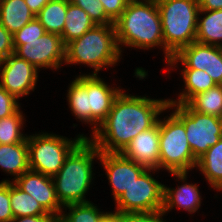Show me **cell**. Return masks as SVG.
Listing matches in <instances>:
<instances>
[{"mask_svg":"<svg viewBox=\"0 0 222 222\" xmlns=\"http://www.w3.org/2000/svg\"><path fill=\"white\" fill-rule=\"evenodd\" d=\"M50 0H25V3L36 16Z\"/></svg>","mask_w":222,"mask_h":222,"instance_id":"ab89813d","label":"cell"},{"mask_svg":"<svg viewBox=\"0 0 222 222\" xmlns=\"http://www.w3.org/2000/svg\"><path fill=\"white\" fill-rule=\"evenodd\" d=\"M167 99L127 94L115 98L107 118L89 139L100 152L121 153L137 134L152 128L167 111Z\"/></svg>","mask_w":222,"mask_h":222,"instance_id":"6da1fadb","label":"cell"},{"mask_svg":"<svg viewBox=\"0 0 222 222\" xmlns=\"http://www.w3.org/2000/svg\"><path fill=\"white\" fill-rule=\"evenodd\" d=\"M196 167L211 188L218 192L222 190V137L198 159Z\"/></svg>","mask_w":222,"mask_h":222,"instance_id":"603a6c76","label":"cell"},{"mask_svg":"<svg viewBox=\"0 0 222 222\" xmlns=\"http://www.w3.org/2000/svg\"><path fill=\"white\" fill-rule=\"evenodd\" d=\"M179 62L183 68H192L197 70H205L209 68L210 45L193 42L190 45L183 47L166 64L171 68L167 72L169 73L173 68H177Z\"/></svg>","mask_w":222,"mask_h":222,"instance_id":"7402d4cb","label":"cell"},{"mask_svg":"<svg viewBox=\"0 0 222 222\" xmlns=\"http://www.w3.org/2000/svg\"><path fill=\"white\" fill-rule=\"evenodd\" d=\"M186 104L197 112L222 118V85L196 94Z\"/></svg>","mask_w":222,"mask_h":222,"instance_id":"4316f807","label":"cell"},{"mask_svg":"<svg viewBox=\"0 0 222 222\" xmlns=\"http://www.w3.org/2000/svg\"><path fill=\"white\" fill-rule=\"evenodd\" d=\"M114 26L120 52L123 51L122 45L141 50L160 46L165 55L163 30L156 0L128 2Z\"/></svg>","mask_w":222,"mask_h":222,"instance_id":"7a4b0ae2","label":"cell"},{"mask_svg":"<svg viewBox=\"0 0 222 222\" xmlns=\"http://www.w3.org/2000/svg\"><path fill=\"white\" fill-rule=\"evenodd\" d=\"M122 91L120 87H112L98 74H88L89 109H91L92 134L107 118L115 98Z\"/></svg>","mask_w":222,"mask_h":222,"instance_id":"9a60e30c","label":"cell"},{"mask_svg":"<svg viewBox=\"0 0 222 222\" xmlns=\"http://www.w3.org/2000/svg\"><path fill=\"white\" fill-rule=\"evenodd\" d=\"M165 214L160 211L123 213L120 214V222H167L164 220Z\"/></svg>","mask_w":222,"mask_h":222,"instance_id":"836d02e7","label":"cell"},{"mask_svg":"<svg viewBox=\"0 0 222 222\" xmlns=\"http://www.w3.org/2000/svg\"><path fill=\"white\" fill-rule=\"evenodd\" d=\"M86 135L78 134L74 139L65 136L41 132L28 135L29 169L54 177L65 162L70 152Z\"/></svg>","mask_w":222,"mask_h":222,"instance_id":"52a82bcc","label":"cell"},{"mask_svg":"<svg viewBox=\"0 0 222 222\" xmlns=\"http://www.w3.org/2000/svg\"><path fill=\"white\" fill-rule=\"evenodd\" d=\"M98 160L106 171L114 202L147 169L121 153L100 152Z\"/></svg>","mask_w":222,"mask_h":222,"instance_id":"7c38bea8","label":"cell"},{"mask_svg":"<svg viewBox=\"0 0 222 222\" xmlns=\"http://www.w3.org/2000/svg\"><path fill=\"white\" fill-rule=\"evenodd\" d=\"M11 222H57V217L53 214L39 216H22L13 218Z\"/></svg>","mask_w":222,"mask_h":222,"instance_id":"74e56055","label":"cell"},{"mask_svg":"<svg viewBox=\"0 0 222 222\" xmlns=\"http://www.w3.org/2000/svg\"><path fill=\"white\" fill-rule=\"evenodd\" d=\"M200 10H220L222 0H198Z\"/></svg>","mask_w":222,"mask_h":222,"instance_id":"f35d334b","label":"cell"},{"mask_svg":"<svg viewBox=\"0 0 222 222\" xmlns=\"http://www.w3.org/2000/svg\"><path fill=\"white\" fill-rule=\"evenodd\" d=\"M35 17L25 0H3L0 2V24L12 35Z\"/></svg>","mask_w":222,"mask_h":222,"instance_id":"d6986e66","label":"cell"},{"mask_svg":"<svg viewBox=\"0 0 222 222\" xmlns=\"http://www.w3.org/2000/svg\"><path fill=\"white\" fill-rule=\"evenodd\" d=\"M160 117L150 129L144 130L133 138L121 154L147 169L159 170Z\"/></svg>","mask_w":222,"mask_h":222,"instance_id":"5bb4252c","label":"cell"},{"mask_svg":"<svg viewBox=\"0 0 222 222\" xmlns=\"http://www.w3.org/2000/svg\"><path fill=\"white\" fill-rule=\"evenodd\" d=\"M10 204L14 218L48 215L49 213L30 194L10 181Z\"/></svg>","mask_w":222,"mask_h":222,"instance_id":"484cf974","label":"cell"},{"mask_svg":"<svg viewBox=\"0 0 222 222\" xmlns=\"http://www.w3.org/2000/svg\"><path fill=\"white\" fill-rule=\"evenodd\" d=\"M0 168L13 175V181L29 170L27 140L15 144H0Z\"/></svg>","mask_w":222,"mask_h":222,"instance_id":"e0dca14e","label":"cell"},{"mask_svg":"<svg viewBox=\"0 0 222 222\" xmlns=\"http://www.w3.org/2000/svg\"><path fill=\"white\" fill-rule=\"evenodd\" d=\"M13 182L37 200L49 214L57 217L62 212L63 206L57 197L52 177L29 169Z\"/></svg>","mask_w":222,"mask_h":222,"instance_id":"4fadbf2b","label":"cell"},{"mask_svg":"<svg viewBox=\"0 0 222 222\" xmlns=\"http://www.w3.org/2000/svg\"><path fill=\"white\" fill-rule=\"evenodd\" d=\"M159 149V170L188 173L197 166L198 160L194 157L186 138L184 123L173 112L160 119Z\"/></svg>","mask_w":222,"mask_h":222,"instance_id":"8992f818","label":"cell"},{"mask_svg":"<svg viewBox=\"0 0 222 222\" xmlns=\"http://www.w3.org/2000/svg\"><path fill=\"white\" fill-rule=\"evenodd\" d=\"M205 72L217 85H222V47L210 45V63Z\"/></svg>","mask_w":222,"mask_h":222,"instance_id":"4dcf8cb0","label":"cell"},{"mask_svg":"<svg viewBox=\"0 0 222 222\" xmlns=\"http://www.w3.org/2000/svg\"><path fill=\"white\" fill-rule=\"evenodd\" d=\"M163 30L165 62L195 42L200 11L198 0H156Z\"/></svg>","mask_w":222,"mask_h":222,"instance_id":"5b68a950","label":"cell"},{"mask_svg":"<svg viewBox=\"0 0 222 222\" xmlns=\"http://www.w3.org/2000/svg\"><path fill=\"white\" fill-rule=\"evenodd\" d=\"M98 222H120V214L117 212H106Z\"/></svg>","mask_w":222,"mask_h":222,"instance_id":"60d3db41","label":"cell"},{"mask_svg":"<svg viewBox=\"0 0 222 222\" xmlns=\"http://www.w3.org/2000/svg\"><path fill=\"white\" fill-rule=\"evenodd\" d=\"M0 71V85L18 100L35 90L40 72L15 54L0 62Z\"/></svg>","mask_w":222,"mask_h":222,"instance_id":"8fae6325","label":"cell"},{"mask_svg":"<svg viewBox=\"0 0 222 222\" xmlns=\"http://www.w3.org/2000/svg\"><path fill=\"white\" fill-rule=\"evenodd\" d=\"M104 6L106 15L115 22L126 9L127 0H100Z\"/></svg>","mask_w":222,"mask_h":222,"instance_id":"d590c367","label":"cell"},{"mask_svg":"<svg viewBox=\"0 0 222 222\" xmlns=\"http://www.w3.org/2000/svg\"><path fill=\"white\" fill-rule=\"evenodd\" d=\"M14 54L13 35L0 24V62Z\"/></svg>","mask_w":222,"mask_h":222,"instance_id":"8d00e7d4","label":"cell"},{"mask_svg":"<svg viewBox=\"0 0 222 222\" xmlns=\"http://www.w3.org/2000/svg\"><path fill=\"white\" fill-rule=\"evenodd\" d=\"M24 114L20 108L12 115L0 119V144H15L27 140L28 135L22 133Z\"/></svg>","mask_w":222,"mask_h":222,"instance_id":"f1b7e54d","label":"cell"},{"mask_svg":"<svg viewBox=\"0 0 222 222\" xmlns=\"http://www.w3.org/2000/svg\"><path fill=\"white\" fill-rule=\"evenodd\" d=\"M180 71L185 87L179 93L178 99H168V103L186 104L196 94L207 91L217 85L205 70L183 68Z\"/></svg>","mask_w":222,"mask_h":222,"instance_id":"44dd1931","label":"cell"},{"mask_svg":"<svg viewBox=\"0 0 222 222\" xmlns=\"http://www.w3.org/2000/svg\"><path fill=\"white\" fill-rule=\"evenodd\" d=\"M64 209L65 211H63ZM63 210L57 216V222H98L106 213L100 211L98 206H95L91 201L86 203L70 204L64 206ZM67 210L69 212H66Z\"/></svg>","mask_w":222,"mask_h":222,"instance_id":"83f0119b","label":"cell"},{"mask_svg":"<svg viewBox=\"0 0 222 222\" xmlns=\"http://www.w3.org/2000/svg\"><path fill=\"white\" fill-rule=\"evenodd\" d=\"M46 33L40 21L35 17L19 31L13 34V40H32L38 39Z\"/></svg>","mask_w":222,"mask_h":222,"instance_id":"d6a6232c","label":"cell"},{"mask_svg":"<svg viewBox=\"0 0 222 222\" xmlns=\"http://www.w3.org/2000/svg\"><path fill=\"white\" fill-rule=\"evenodd\" d=\"M195 42L222 47V9L199 11Z\"/></svg>","mask_w":222,"mask_h":222,"instance_id":"ffe728a7","label":"cell"},{"mask_svg":"<svg viewBox=\"0 0 222 222\" xmlns=\"http://www.w3.org/2000/svg\"><path fill=\"white\" fill-rule=\"evenodd\" d=\"M128 2H146L150 0H127Z\"/></svg>","mask_w":222,"mask_h":222,"instance_id":"b9f144b4","label":"cell"},{"mask_svg":"<svg viewBox=\"0 0 222 222\" xmlns=\"http://www.w3.org/2000/svg\"><path fill=\"white\" fill-rule=\"evenodd\" d=\"M157 171L146 169L115 201V212L123 214L162 210L164 184L152 176Z\"/></svg>","mask_w":222,"mask_h":222,"instance_id":"9c48e42d","label":"cell"},{"mask_svg":"<svg viewBox=\"0 0 222 222\" xmlns=\"http://www.w3.org/2000/svg\"><path fill=\"white\" fill-rule=\"evenodd\" d=\"M20 107L18 99L0 85V119L14 114Z\"/></svg>","mask_w":222,"mask_h":222,"instance_id":"e575fe53","label":"cell"},{"mask_svg":"<svg viewBox=\"0 0 222 222\" xmlns=\"http://www.w3.org/2000/svg\"><path fill=\"white\" fill-rule=\"evenodd\" d=\"M176 180H180L184 184L177 188H169L164 185L163 195V208L162 212L166 215L169 211L175 207L178 209H184L191 215L199 210L201 206V195L197 184L187 183V172L183 173H170Z\"/></svg>","mask_w":222,"mask_h":222,"instance_id":"2e32d148","label":"cell"},{"mask_svg":"<svg viewBox=\"0 0 222 222\" xmlns=\"http://www.w3.org/2000/svg\"><path fill=\"white\" fill-rule=\"evenodd\" d=\"M67 101L71 113L82 123L91 125V109H89L88 74L77 76L67 90Z\"/></svg>","mask_w":222,"mask_h":222,"instance_id":"ac0fdd59","label":"cell"},{"mask_svg":"<svg viewBox=\"0 0 222 222\" xmlns=\"http://www.w3.org/2000/svg\"><path fill=\"white\" fill-rule=\"evenodd\" d=\"M68 0H50L36 15L47 33H63L67 14Z\"/></svg>","mask_w":222,"mask_h":222,"instance_id":"d4e9b609","label":"cell"},{"mask_svg":"<svg viewBox=\"0 0 222 222\" xmlns=\"http://www.w3.org/2000/svg\"><path fill=\"white\" fill-rule=\"evenodd\" d=\"M95 25L94 21L82 8L69 2L65 26L61 34L63 43L66 45L70 41L80 38Z\"/></svg>","mask_w":222,"mask_h":222,"instance_id":"cb8c5ba5","label":"cell"},{"mask_svg":"<svg viewBox=\"0 0 222 222\" xmlns=\"http://www.w3.org/2000/svg\"><path fill=\"white\" fill-rule=\"evenodd\" d=\"M100 151L88 138H84L68 155L59 172L52 177L57 197L61 205L90 202L86 199L92 185L93 163Z\"/></svg>","mask_w":222,"mask_h":222,"instance_id":"3957f363","label":"cell"},{"mask_svg":"<svg viewBox=\"0 0 222 222\" xmlns=\"http://www.w3.org/2000/svg\"><path fill=\"white\" fill-rule=\"evenodd\" d=\"M122 53L118 47L114 25H95L65 47V65L84 64L98 74L101 69L117 65Z\"/></svg>","mask_w":222,"mask_h":222,"instance_id":"277c9868","label":"cell"},{"mask_svg":"<svg viewBox=\"0 0 222 222\" xmlns=\"http://www.w3.org/2000/svg\"><path fill=\"white\" fill-rule=\"evenodd\" d=\"M82 8L96 25H114V22L106 15L104 6L100 0H68Z\"/></svg>","mask_w":222,"mask_h":222,"instance_id":"f546056e","label":"cell"},{"mask_svg":"<svg viewBox=\"0 0 222 222\" xmlns=\"http://www.w3.org/2000/svg\"><path fill=\"white\" fill-rule=\"evenodd\" d=\"M14 54L31 63L37 70L60 69L65 62V47L62 37L45 33L38 39L13 40Z\"/></svg>","mask_w":222,"mask_h":222,"instance_id":"30bf717a","label":"cell"},{"mask_svg":"<svg viewBox=\"0 0 222 222\" xmlns=\"http://www.w3.org/2000/svg\"><path fill=\"white\" fill-rule=\"evenodd\" d=\"M13 212L10 204V181H0V222H11Z\"/></svg>","mask_w":222,"mask_h":222,"instance_id":"1f68e13d","label":"cell"},{"mask_svg":"<svg viewBox=\"0 0 222 222\" xmlns=\"http://www.w3.org/2000/svg\"><path fill=\"white\" fill-rule=\"evenodd\" d=\"M167 109L184 123L186 138L198 160L222 137V118L192 110L187 104L168 103Z\"/></svg>","mask_w":222,"mask_h":222,"instance_id":"ba28073f","label":"cell"}]
</instances>
